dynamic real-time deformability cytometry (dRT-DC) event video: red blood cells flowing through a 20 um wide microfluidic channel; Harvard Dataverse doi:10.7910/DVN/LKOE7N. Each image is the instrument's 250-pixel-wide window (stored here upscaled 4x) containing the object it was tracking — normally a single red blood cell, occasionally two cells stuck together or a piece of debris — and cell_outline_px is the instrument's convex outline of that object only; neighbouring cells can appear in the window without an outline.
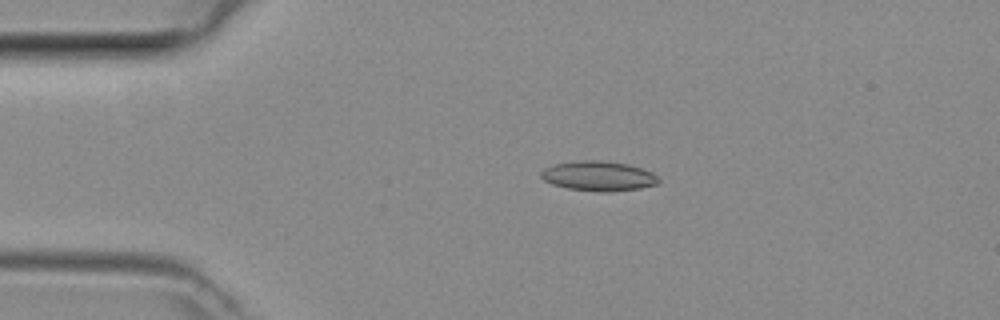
{"species": "common noctule bat (a hibernating species)", "species_latin": "Nyctalus noctula", "temperature_condition": "room temperature", "stored_images_in_passage": 3, "camera_frame_rate_fps": 3000, "um_per_image_px": 0.085, "animal": {"sex": "female", "body_mass_g": 29.2, "forearm_length_mm": 56.3}, "frame": {"image": 1, "passage_image": 2, "time_ms": 0.333, "image_size_px": [1000, 320], "cell_outline_px": [[660, 180], [656, 184], [640, 188], [604, 192], [568, 188], [552, 184], [544, 180], [540, 176], [540, 172], [544, 168], [556, 164], [580, 160], [600, 160], [628, 164], [652, 172]], "centroid_in_image_um": [50.85, 14.95], "position_along_channel_um": 34.1, "area_um2": 20.17}}